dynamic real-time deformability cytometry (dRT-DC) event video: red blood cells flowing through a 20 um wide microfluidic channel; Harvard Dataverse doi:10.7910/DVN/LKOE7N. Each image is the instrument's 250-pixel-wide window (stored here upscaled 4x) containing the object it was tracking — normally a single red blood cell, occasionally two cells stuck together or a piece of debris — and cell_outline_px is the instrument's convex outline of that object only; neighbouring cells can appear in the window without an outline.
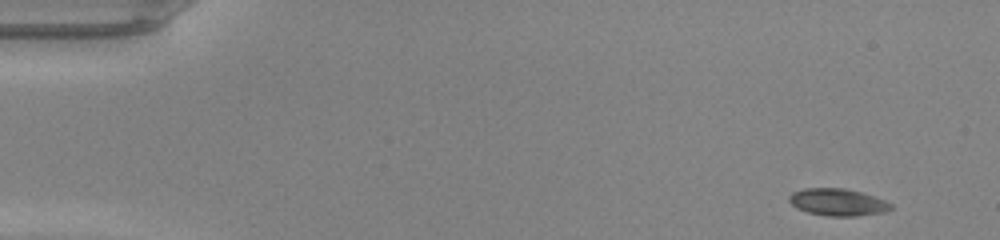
{"species": "common noctule bat (a hibernating species)", "species_latin": "Nyctalus noctula", "temperature_condition": "warm", "stored_images_in_passage": 46, "camera_frame_rate_fps": 3000, "um_per_image_px": 0.085, "animal": {"sex": "male", "body_mass_g": 20.0, "forearm_length_mm": 53.3}, "frame": {"image": 1, "passage_image": 1, "time_ms": 0.0, "image_size_px": [1000, 240], "cell_outline_px": [[892, 208], [884, 212], [856, 216], [824, 216], [808, 212], [796, 208], [788, 200], [788, 196], [792, 192], [804, 188], [844, 188], [860, 192], [884, 200], [892, 204]], "centroid_in_image_um": [71.17, 17.19], "position_along_channel_um": 13.8, "area_um2": 16.07}}
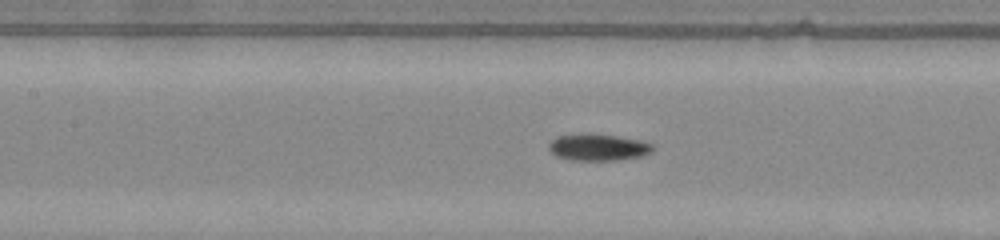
{"frame": {"image": 2, "passage_image": 20, "time_ms": 6.333, "image_size_px": [1000, 240], "cell_outline_px": [[656, 148], [652, 152], [640, 156], [620, 160], [572, 160], [556, 156], [548, 148], [548, 144], [556, 136], [584, 132], [616, 136], [640, 140], [652, 144]], "centroid_in_image_um": [50.83, 12.5], "position_along_channel_um": 156.6, "area_um2": 16.42}}
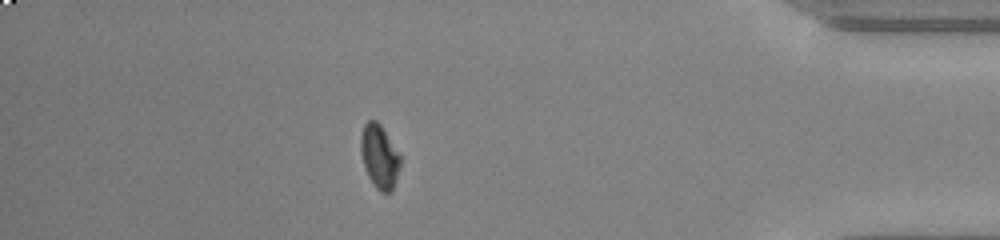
{"frame": {"image": 3, "passage_image": 40, "time_ms": 13.0, "image_size_px": [1000, 240], "cell_outline_px": [[404, 160], [392, 192], [380, 192], [376, 188], [368, 176], [364, 164], [360, 148], [360, 136], [364, 124], [368, 120], [376, 120], [380, 124], [400, 152]], "centroid_in_image_um": [32.31, 13.31], "position_along_channel_um": 402.9, "area_um2": 15.14}, "authors_computed_cell_mechanics": {"area_um2": 15.6927, "velocity_mm_per_s": 4.2921, "shape_relaxation_time_tau1_ms": 2.4736, "shape_relaxation_time_tau2_ms": 4.039, "deformation_change_tau1": 0.1049, "deformation_change_tau2": 0.0712}}